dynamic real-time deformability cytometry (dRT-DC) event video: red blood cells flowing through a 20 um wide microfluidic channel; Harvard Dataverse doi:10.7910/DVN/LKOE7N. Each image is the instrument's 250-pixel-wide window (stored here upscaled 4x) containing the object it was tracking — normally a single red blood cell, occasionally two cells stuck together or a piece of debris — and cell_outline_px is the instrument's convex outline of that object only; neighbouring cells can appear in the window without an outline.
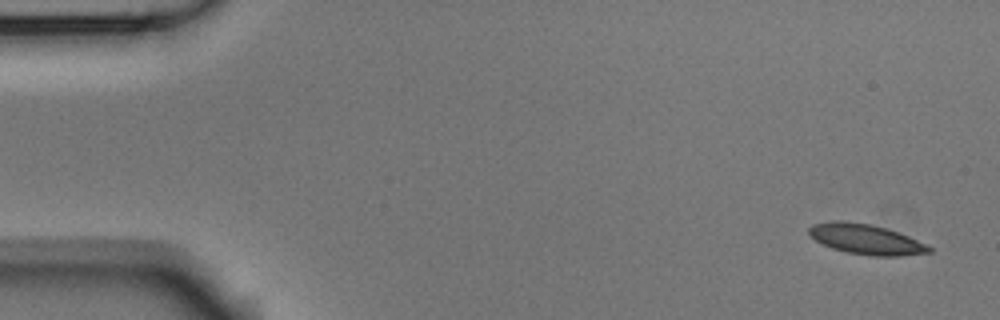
{"species": "Egyptian fruit bat (a non-hibernating species)", "species_latin": "Rousettus aegyptiacus", "temperature_condition": "room temperature", "stored_images_in_passage": 6, "camera_frame_rate_fps": 3000, "um_per_image_px": 0.085, "animal": {"sex": "male"}, "frame": {"image": 1, "passage_image": 1, "time_ms": 0.0, "image_size_px": [1000, 320], "cell_outline_px": [[932, 252], [900, 256], [872, 256], [848, 252], [832, 248], [816, 240], [808, 232], [808, 228], [812, 224], [828, 220], [840, 220], [872, 224], [908, 236], [928, 244], [932, 248]], "centroid_in_image_um": [73.61, 20.33], "position_along_channel_um": 11.4, "area_um2": 21.1}}
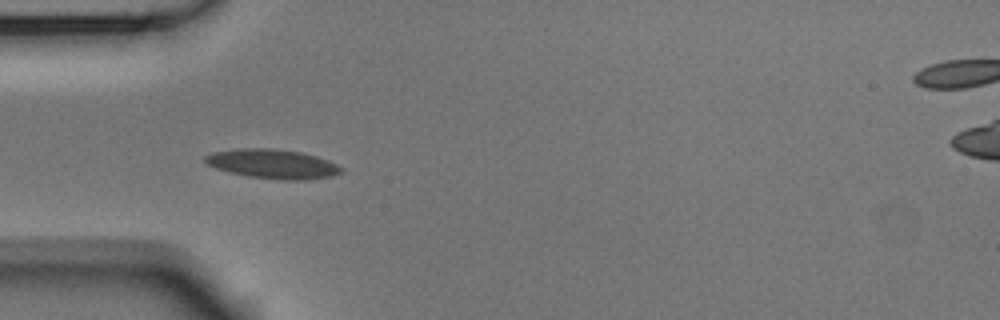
{"frame": {"image": 2, "passage_image": 5, "time_ms": 1.333, "image_size_px": [1000, 320], "cell_outline_px": [[344, 172], [332, 176], [304, 180], [284, 180], [248, 176], [216, 168], [208, 164], [204, 160], [204, 156], [212, 152], [236, 148], [268, 148], [300, 152], [316, 156], [328, 160], [344, 168]], "centroid_in_image_um": [23.2, 13.93], "position_along_channel_um": 61.8, "area_um2": 23.18}}
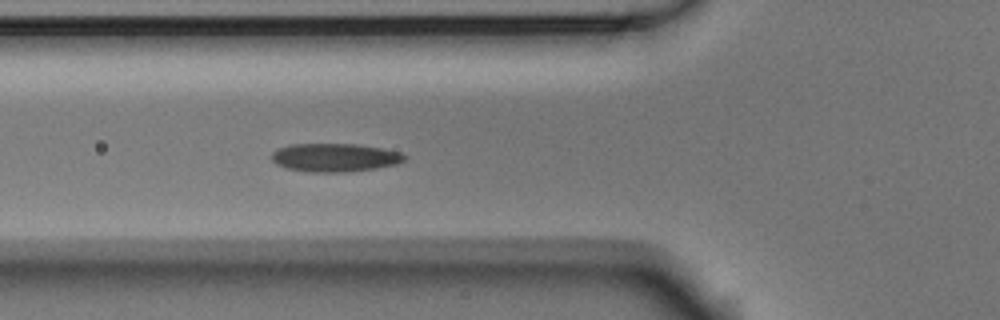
{"frame": {"image": 3, "passage_image": 6, "time_ms": 1.667, "image_size_px": [1000, 320], "cell_outline_px": [[408, 156], [404, 160], [396, 164], [376, 168], [348, 172], [308, 172], [288, 168], [276, 164], [272, 160], [272, 152], [276, 148], [288, 144], [360, 144], [384, 148], [400, 152]], "centroid_in_image_um": [28.46, 13.38], "position_along_channel_um": 97.3, "area_um2": 22.2}}